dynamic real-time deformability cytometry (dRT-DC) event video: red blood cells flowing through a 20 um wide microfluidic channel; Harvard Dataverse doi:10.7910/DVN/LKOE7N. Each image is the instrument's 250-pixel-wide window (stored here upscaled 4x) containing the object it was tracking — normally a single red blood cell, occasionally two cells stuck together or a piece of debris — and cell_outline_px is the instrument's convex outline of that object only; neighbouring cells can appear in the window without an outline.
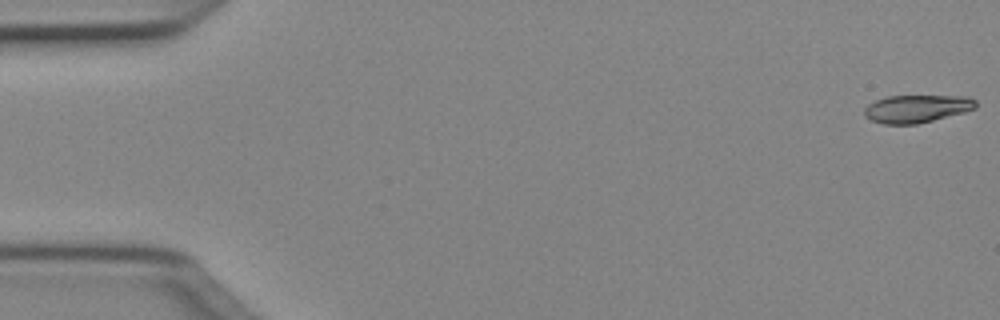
{"species": "Egyptian fruit bat (a non-hibernating species)", "species_latin": "Rousettus aegyptiacus", "temperature_condition": "cold", "stored_images_in_passage": 50, "camera_frame_rate_fps": 3000, "um_per_image_px": 0.085, "animal": {"sex": "female"}, "frame": {"image": 1, "passage_image": 1, "time_ms": 0.0, "image_size_px": [1000, 320], "cell_outline_px": [[976, 108], [964, 112], [916, 124], [884, 124], [872, 120], [864, 116], [864, 108], [868, 104], [876, 100], [888, 96], [968, 96], [976, 100]], "centroid_in_image_um": [77.91, 9.23], "position_along_channel_um": 7.1, "area_um2": 17.92}}
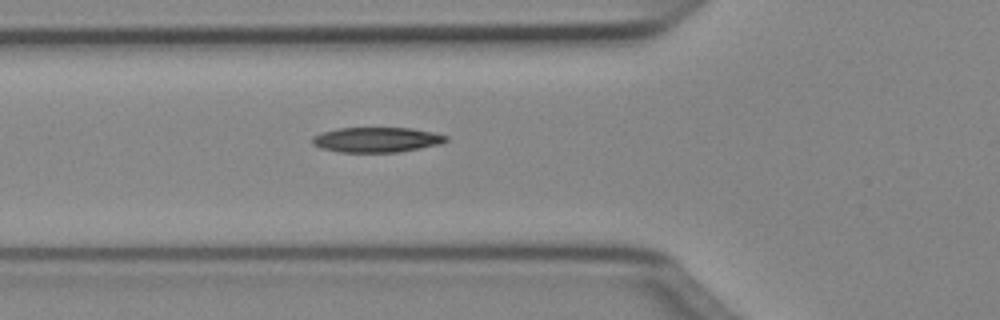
{"frame": {"image": 2, "passage_image": 18, "time_ms": 5.667, "image_size_px": [1000, 320], "cell_outline_px": [[448, 140], [440, 144], [400, 152], [340, 152], [320, 148], [312, 144], [312, 136], [320, 132], [340, 128], [412, 128], [432, 132], [448, 136]], "centroid_in_image_um": [31.99, 11.88], "position_along_channel_um": 93.8, "area_um2": 19.59}}
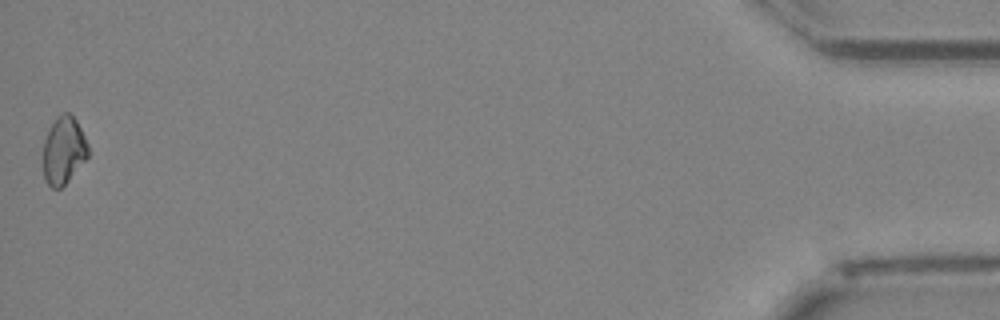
{"frame": {"image": 3, "passage_image": 50, "time_ms": 16.333, "image_size_px": [1000, 320], "cell_outline_px": [[88, 156], [68, 180], [60, 188], [52, 188], [44, 180], [44, 140], [48, 128], [56, 116], [64, 112], [68, 112], [76, 120], [88, 144]], "centroid_in_image_um": [5.39, 12.75], "position_along_channel_um": 429.8, "area_um2": 17.51}, "authors_computed_cell_mechanics": {"area_um2": 18.7561, "velocity_mm_per_s": 4.0451, "shape_relaxation_time_tau1_ms": 4.5106, "shape_relaxation_time_tau2_ms": null, "deformation_change_tau1": 0.1064, "deformation_change_tau2": null}}